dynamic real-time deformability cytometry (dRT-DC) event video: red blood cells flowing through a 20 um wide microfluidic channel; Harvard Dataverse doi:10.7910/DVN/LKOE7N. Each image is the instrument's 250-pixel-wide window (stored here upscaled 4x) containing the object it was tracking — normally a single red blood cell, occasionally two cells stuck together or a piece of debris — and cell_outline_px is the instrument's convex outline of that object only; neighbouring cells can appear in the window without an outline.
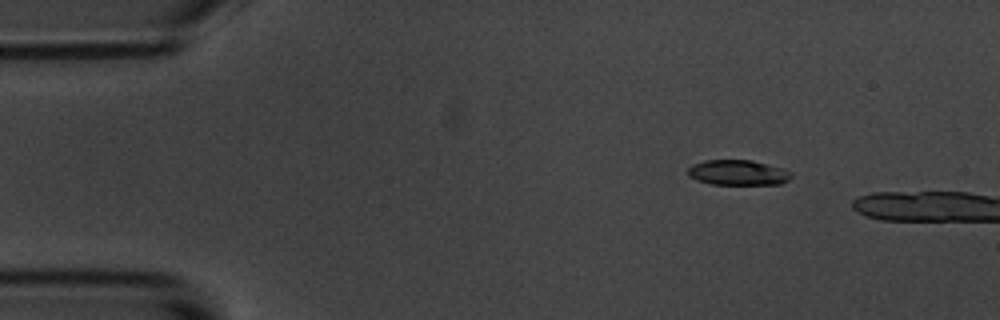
{"species": "common noctule bat (a hibernating species)", "species_latin": "Nyctalus noctula", "temperature_condition": "room temperature", "stored_images_in_passage": 6, "camera_frame_rate_fps": 3000, "um_per_image_px": 0.085, "animal": {"sex": "male", "body_mass_g": 20.1, "forearm_length_mm": 53.5}, "frame": {"image": 1, "passage_image": 2, "time_ms": 2.0, "image_size_px": [1000, 320], "cell_outline_px": [[792, 176], [788, 180], [780, 184], [712, 184], [696, 180], [688, 176], [688, 168], [692, 164], [704, 160], [752, 160], [784, 168], [792, 172]], "centroid_in_image_um": [62.73, 14.66], "position_along_channel_um": 22.3, "area_um2": 15.32}}